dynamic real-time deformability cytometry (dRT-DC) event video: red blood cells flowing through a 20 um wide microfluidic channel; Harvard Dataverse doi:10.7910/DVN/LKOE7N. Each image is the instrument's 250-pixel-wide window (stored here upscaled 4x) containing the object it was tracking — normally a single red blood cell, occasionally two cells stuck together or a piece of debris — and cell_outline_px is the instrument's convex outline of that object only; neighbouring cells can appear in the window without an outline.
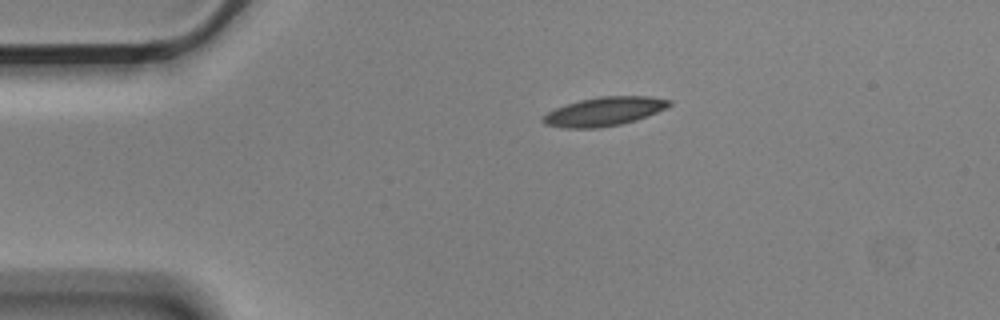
{"species": "Egyptian fruit bat (a non-hibernating species)", "species_latin": "Rousettus aegyptiacus", "temperature_condition": "cold", "stored_images_in_passage": 3, "camera_frame_rate_fps": 3000, "um_per_image_px": 0.085, "animal": {"sex": "male"}, "frame": {"image": 1, "passage_image": 1, "time_ms": 0.0, "image_size_px": [1000, 320], "cell_outline_px": [[672, 104], [648, 116], [636, 120], [620, 124], [600, 128], [564, 128], [544, 124], [540, 120], [540, 116], [556, 108], [580, 100], [600, 96], [652, 96], [672, 100]], "centroid_in_image_um": [51.34, 9.48], "position_along_channel_um": 33.7, "area_um2": 21.27}}
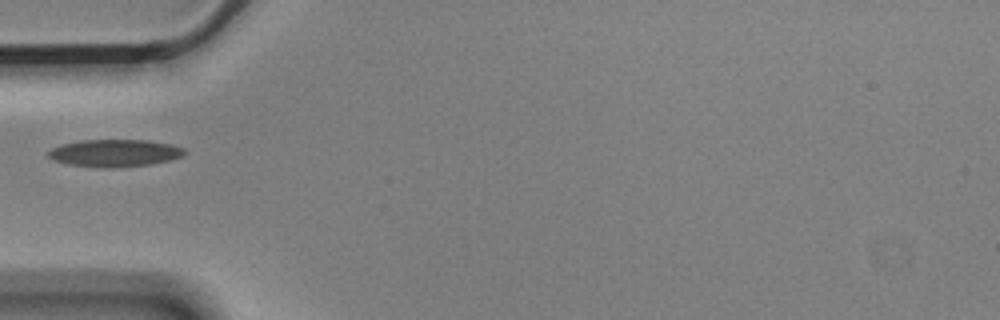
{"frame": {"image": 2, "passage_image": 3, "time_ms": 0.667, "image_size_px": [1000, 320], "cell_outline_px": [[188, 152], [184, 156], [152, 164], [116, 168], [96, 168], [68, 164], [52, 160], [48, 156], [48, 152], [52, 148], [64, 144], [80, 140], [148, 140], [172, 144], [184, 148]], "centroid_in_image_um": [9.78, 13.02], "position_along_channel_um": 75.2, "area_um2": 21.96}}